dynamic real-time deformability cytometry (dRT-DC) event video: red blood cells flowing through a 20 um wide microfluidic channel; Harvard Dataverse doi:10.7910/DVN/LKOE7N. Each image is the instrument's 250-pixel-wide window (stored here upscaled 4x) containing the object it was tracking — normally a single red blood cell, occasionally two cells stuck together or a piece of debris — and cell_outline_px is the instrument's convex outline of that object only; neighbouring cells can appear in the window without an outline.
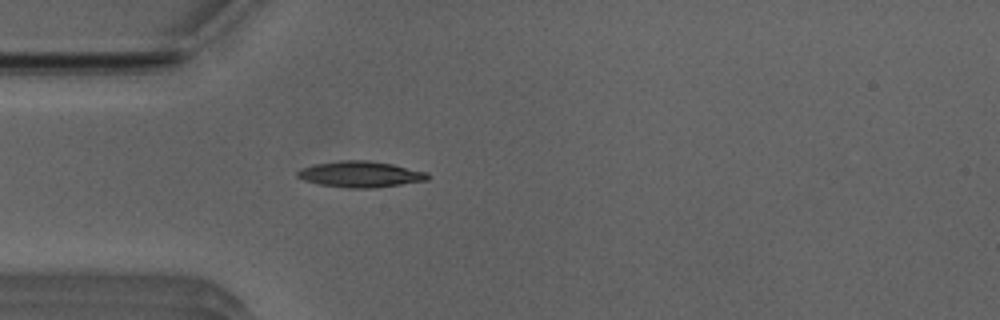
{"species": "Egyptian fruit bat (a non-hibernating species)", "species_latin": "Rousettus aegyptiacus", "temperature_condition": "room temperature", "stored_images_in_passage": 39, "camera_frame_rate_fps": 3000, "um_per_image_px": 0.085, "animal": {"sex": "male"}, "frame": {"image": 1, "passage_image": 2, "time_ms": 0.333, "image_size_px": [1000, 320], "cell_outline_px": [[432, 176], [428, 180], [376, 188], [348, 188], [320, 184], [304, 180], [296, 176], [296, 172], [300, 168], [312, 164], [340, 160], [368, 160], [392, 164], [428, 172]], "centroid_in_image_um": [30.64, 14.8], "position_along_channel_um": 54.4, "area_um2": 20.0}}
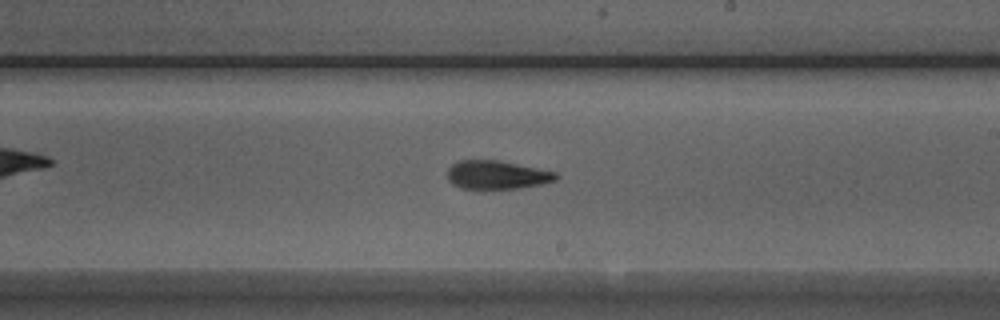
{"frame": {"image": 2, "passage_image": 17, "time_ms": 5.333, "image_size_px": [1000, 320], "cell_outline_px": [[560, 176], [556, 180], [540, 184], [520, 188], [460, 188], [452, 184], [448, 180], [448, 168], [452, 164], [460, 160], [496, 160], [556, 172]], "centroid_in_image_um": [42.22, 14.86], "position_along_channel_um": 246.8, "area_um2": 17.8}}
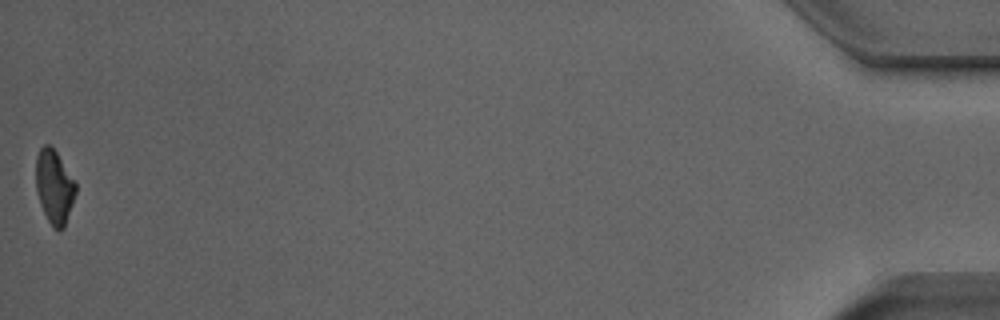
{"frame": {"image": 3, "passage_image": 39, "time_ms": 12.667, "image_size_px": [1000, 320], "cell_outline_px": [[76, 192], [64, 228], [60, 232], [52, 228], [40, 204], [36, 188], [36, 156], [40, 148], [44, 144], [48, 144], [56, 152], [76, 180]], "centroid_in_image_um": [4.62, 15.89], "position_along_channel_um": 430.6, "area_um2": 17.22}, "authors_computed_cell_mechanics": {"area_um2": 18.0914, "velocity_mm_per_s": 3.9484, "shape_relaxation_time_tau1_ms": 4.9885, "shape_relaxation_time_tau2_ms": 1.1241, "deformation_change_tau1": 0.1698, "deformation_change_tau2": 0.0743}}